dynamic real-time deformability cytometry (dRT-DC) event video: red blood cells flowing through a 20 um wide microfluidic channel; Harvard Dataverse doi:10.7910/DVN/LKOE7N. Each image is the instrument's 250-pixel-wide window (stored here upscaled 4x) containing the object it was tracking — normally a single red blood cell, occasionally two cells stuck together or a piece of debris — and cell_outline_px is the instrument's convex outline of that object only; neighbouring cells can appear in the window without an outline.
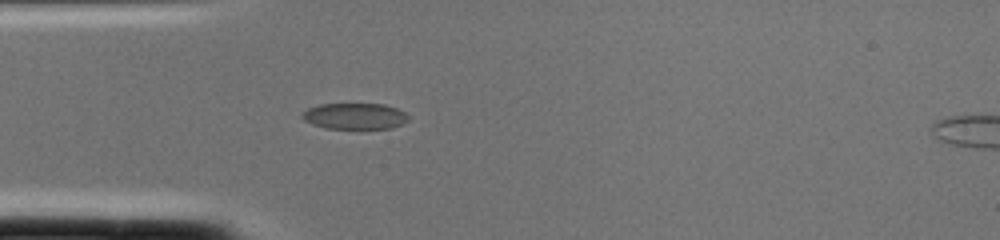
{"species": "common noctule bat (a hibernating species)", "species_latin": "Nyctalus noctula", "temperature_condition": "cold", "stored_images_in_passage": 2, "segment_of_instrument_passage": [1, 2], "camera_frame_rate_fps": 3000, "um_per_image_px": 0.085, "animal": {"sex": "female", "body_mass_g": 22.0, "forearm_length_mm": 56.7}, "frame": {"image": 1, "passage_image": 1, "time_ms": 0.0, "image_size_px": [1000, 240], "cell_outline_px": [[408, 120], [392, 128], [324, 128], [312, 124], [304, 120], [300, 116], [300, 112], [308, 108], [320, 104], [384, 104], [396, 108], [404, 112], [408, 116]], "centroid_in_image_um": [30.1, 9.86], "position_along_channel_um": 54.9, "area_um2": 16.13}}